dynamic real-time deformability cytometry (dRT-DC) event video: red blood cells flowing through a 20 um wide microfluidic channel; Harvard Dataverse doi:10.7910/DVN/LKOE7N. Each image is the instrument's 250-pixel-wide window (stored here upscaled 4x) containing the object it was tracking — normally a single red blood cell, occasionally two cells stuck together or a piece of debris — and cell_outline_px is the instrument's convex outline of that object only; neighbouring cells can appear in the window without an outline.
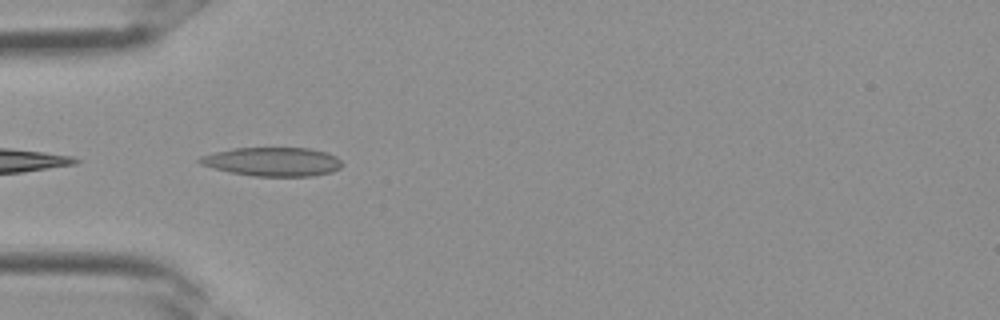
{"species": "Egyptian fruit bat (a non-hibernating species)", "species_latin": "Rousettus aegyptiacus", "temperature_condition": "room temperature", "stored_images_in_passage": 5, "camera_frame_rate_fps": 3000, "um_per_image_px": 0.085, "frame": {"image": 1, "passage_image": 3, "time_ms": 0.667, "image_size_px": [1000, 320], "cell_outline_px": [[344, 164], [340, 168], [332, 172], [312, 176], [252, 176], [228, 172], [212, 168], [200, 164], [196, 160], [200, 156], [232, 148], [308, 148], [324, 152], [336, 156]], "centroid_in_image_um": [23.15, 13.75], "position_along_channel_um": 61.9, "area_um2": 24.04}}